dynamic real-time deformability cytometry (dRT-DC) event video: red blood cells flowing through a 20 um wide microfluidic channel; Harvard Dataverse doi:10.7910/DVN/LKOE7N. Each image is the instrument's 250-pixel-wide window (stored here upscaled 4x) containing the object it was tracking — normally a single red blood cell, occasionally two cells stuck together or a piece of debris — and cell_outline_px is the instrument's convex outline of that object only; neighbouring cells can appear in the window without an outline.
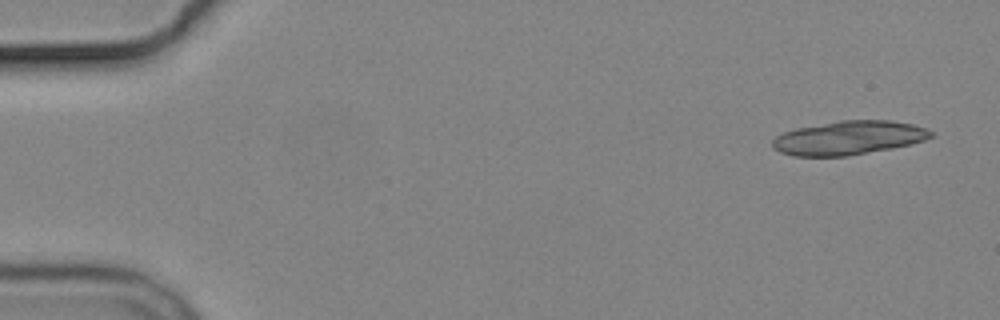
{"species": "common noctule bat (a hibernating species)", "species_latin": "Nyctalus noctula", "temperature_condition": "cold", "stored_images_in_passage": 5, "camera_frame_rate_fps": 3000, "um_per_image_px": 0.085, "animal": {"sex": "male", "body_mass_g": 19.2, "forearm_length_mm": 51.8}, "frame": {"image": 1, "passage_image": 1, "time_ms": 0.0, "image_size_px": [1000, 320], "cell_outline_px": [[932, 136], [924, 140], [892, 148], [848, 156], [792, 156], [780, 152], [772, 148], [772, 140], [776, 136], [784, 132], [796, 128], [840, 120], [892, 120], [912, 124], [928, 128], [932, 132]], "centroid_in_image_um": [72.11, 11.71], "position_along_channel_um": 12.9, "area_um2": 31.27}}